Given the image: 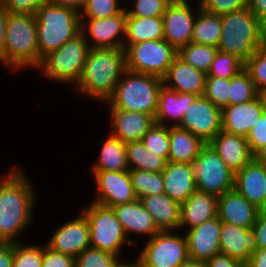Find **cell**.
Returning a JSON list of instances; mask_svg holds the SVG:
<instances>
[{
    "label": "cell",
    "mask_w": 266,
    "mask_h": 267,
    "mask_svg": "<svg viewBox=\"0 0 266 267\" xmlns=\"http://www.w3.org/2000/svg\"><path fill=\"white\" fill-rule=\"evenodd\" d=\"M8 170L0 177V242L18 243L33 223L39 195L23 167Z\"/></svg>",
    "instance_id": "cell-1"
},
{
    "label": "cell",
    "mask_w": 266,
    "mask_h": 267,
    "mask_svg": "<svg viewBox=\"0 0 266 267\" xmlns=\"http://www.w3.org/2000/svg\"><path fill=\"white\" fill-rule=\"evenodd\" d=\"M125 70L124 48H91L80 80L74 87L76 93L104 105L113 95Z\"/></svg>",
    "instance_id": "cell-2"
},
{
    "label": "cell",
    "mask_w": 266,
    "mask_h": 267,
    "mask_svg": "<svg viewBox=\"0 0 266 267\" xmlns=\"http://www.w3.org/2000/svg\"><path fill=\"white\" fill-rule=\"evenodd\" d=\"M3 66L14 74L25 69L35 70L39 66L35 14L6 11L5 42L2 52Z\"/></svg>",
    "instance_id": "cell-3"
},
{
    "label": "cell",
    "mask_w": 266,
    "mask_h": 267,
    "mask_svg": "<svg viewBox=\"0 0 266 267\" xmlns=\"http://www.w3.org/2000/svg\"><path fill=\"white\" fill-rule=\"evenodd\" d=\"M35 16L40 65L46 55L81 32V19L79 11L49 2L42 4Z\"/></svg>",
    "instance_id": "cell-4"
},
{
    "label": "cell",
    "mask_w": 266,
    "mask_h": 267,
    "mask_svg": "<svg viewBox=\"0 0 266 267\" xmlns=\"http://www.w3.org/2000/svg\"><path fill=\"white\" fill-rule=\"evenodd\" d=\"M221 30L218 51L244 63L264 44V25L248 7L221 15Z\"/></svg>",
    "instance_id": "cell-5"
},
{
    "label": "cell",
    "mask_w": 266,
    "mask_h": 267,
    "mask_svg": "<svg viewBox=\"0 0 266 267\" xmlns=\"http://www.w3.org/2000/svg\"><path fill=\"white\" fill-rule=\"evenodd\" d=\"M163 85L160 77L125 70L111 98L104 103L107 109H122L150 114L155 117L159 90Z\"/></svg>",
    "instance_id": "cell-6"
},
{
    "label": "cell",
    "mask_w": 266,
    "mask_h": 267,
    "mask_svg": "<svg viewBox=\"0 0 266 267\" xmlns=\"http://www.w3.org/2000/svg\"><path fill=\"white\" fill-rule=\"evenodd\" d=\"M90 49L89 43L80 32L59 49L46 55L33 71H39L50 82L75 87L82 75Z\"/></svg>",
    "instance_id": "cell-7"
},
{
    "label": "cell",
    "mask_w": 266,
    "mask_h": 267,
    "mask_svg": "<svg viewBox=\"0 0 266 267\" xmlns=\"http://www.w3.org/2000/svg\"><path fill=\"white\" fill-rule=\"evenodd\" d=\"M88 220L90 226V246L101 251L122 257L124 245L132 247L123 226L117 220L112 207L92 202L80 210Z\"/></svg>",
    "instance_id": "cell-8"
},
{
    "label": "cell",
    "mask_w": 266,
    "mask_h": 267,
    "mask_svg": "<svg viewBox=\"0 0 266 267\" xmlns=\"http://www.w3.org/2000/svg\"><path fill=\"white\" fill-rule=\"evenodd\" d=\"M176 231H160L140 246L136 267H179L189 258L187 238Z\"/></svg>",
    "instance_id": "cell-9"
},
{
    "label": "cell",
    "mask_w": 266,
    "mask_h": 267,
    "mask_svg": "<svg viewBox=\"0 0 266 267\" xmlns=\"http://www.w3.org/2000/svg\"><path fill=\"white\" fill-rule=\"evenodd\" d=\"M123 48L125 49L126 69L155 75L161 79L178 55V51L164 39L123 45Z\"/></svg>",
    "instance_id": "cell-10"
},
{
    "label": "cell",
    "mask_w": 266,
    "mask_h": 267,
    "mask_svg": "<svg viewBox=\"0 0 266 267\" xmlns=\"http://www.w3.org/2000/svg\"><path fill=\"white\" fill-rule=\"evenodd\" d=\"M192 166L197 190L219 197L234 189V172L209 143L200 149Z\"/></svg>",
    "instance_id": "cell-11"
},
{
    "label": "cell",
    "mask_w": 266,
    "mask_h": 267,
    "mask_svg": "<svg viewBox=\"0 0 266 267\" xmlns=\"http://www.w3.org/2000/svg\"><path fill=\"white\" fill-rule=\"evenodd\" d=\"M95 182L92 202L114 207L137 199L129 170L125 171H91Z\"/></svg>",
    "instance_id": "cell-12"
},
{
    "label": "cell",
    "mask_w": 266,
    "mask_h": 267,
    "mask_svg": "<svg viewBox=\"0 0 266 267\" xmlns=\"http://www.w3.org/2000/svg\"><path fill=\"white\" fill-rule=\"evenodd\" d=\"M127 13L125 8L106 18L81 19V33L90 48H123Z\"/></svg>",
    "instance_id": "cell-13"
},
{
    "label": "cell",
    "mask_w": 266,
    "mask_h": 267,
    "mask_svg": "<svg viewBox=\"0 0 266 267\" xmlns=\"http://www.w3.org/2000/svg\"><path fill=\"white\" fill-rule=\"evenodd\" d=\"M179 127L209 143L221 130V109L208 98L198 96L188 107Z\"/></svg>",
    "instance_id": "cell-14"
},
{
    "label": "cell",
    "mask_w": 266,
    "mask_h": 267,
    "mask_svg": "<svg viewBox=\"0 0 266 267\" xmlns=\"http://www.w3.org/2000/svg\"><path fill=\"white\" fill-rule=\"evenodd\" d=\"M191 3L192 0H186L179 4L168 5L163 14L164 40L177 51L189 44L193 36L195 18L200 5L199 2H195L196 4L193 2V5Z\"/></svg>",
    "instance_id": "cell-15"
},
{
    "label": "cell",
    "mask_w": 266,
    "mask_h": 267,
    "mask_svg": "<svg viewBox=\"0 0 266 267\" xmlns=\"http://www.w3.org/2000/svg\"><path fill=\"white\" fill-rule=\"evenodd\" d=\"M80 214V215H79ZM71 220L58 226L46 246L51 250L76 258L90 246V226L85 215L80 212Z\"/></svg>",
    "instance_id": "cell-16"
},
{
    "label": "cell",
    "mask_w": 266,
    "mask_h": 267,
    "mask_svg": "<svg viewBox=\"0 0 266 267\" xmlns=\"http://www.w3.org/2000/svg\"><path fill=\"white\" fill-rule=\"evenodd\" d=\"M112 208L116 214L117 220L123 226L129 241L133 245L138 246V241L131 238L132 234L135 237L138 236V238L146 237L148 240L160 232L152 216L145 209L139 199L126 204H120Z\"/></svg>",
    "instance_id": "cell-17"
},
{
    "label": "cell",
    "mask_w": 266,
    "mask_h": 267,
    "mask_svg": "<svg viewBox=\"0 0 266 267\" xmlns=\"http://www.w3.org/2000/svg\"><path fill=\"white\" fill-rule=\"evenodd\" d=\"M264 112L260 95L242 104L225 106L221 109L222 131L247 137Z\"/></svg>",
    "instance_id": "cell-18"
},
{
    "label": "cell",
    "mask_w": 266,
    "mask_h": 267,
    "mask_svg": "<svg viewBox=\"0 0 266 267\" xmlns=\"http://www.w3.org/2000/svg\"><path fill=\"white\" fill-rule=\"evenodd\" d=\"M221 224L220 219L216 217L199 226L185 230L189 258L207 262L214 255L221 253Z\"/></svg>",
    "instance_id": "cell-19"
},
{
    "label": "cell",
    "mask_w": 266,
    "mask_h": 267,
    "mask_svg": "<svg viewBox=\"0 0 266 267\" xmlns=\"http://www.w3.org/2000/svg\"><path fill=\"white\" fill-rule=\"evenodd\" d=\"M110 114L109 133L124 143L141 141L145 133L154 125L155 117L136 111L108 109Z\"/></svg>",
    "instance_id": "cell-20"
},
{
    "label": "cell",
    "mask_w": 266,
    "mask_h": 267,
    "mask_svg": "<svg viewBox=\"0 0 266 267\" xmlns=\"http://www.w3.org/2000/svg\"><path fill=\"white\" fill-rule=\"evenodd\" d=\"M234 189L259 210L266 205V166L255 159L234 173Z\"/></svg>",
    "instance_id": "cell-21"
},
{
    "label": "cell",
    "mask_w": 266,
    "mask_h": 267,
    "mask_svg": "<svg viewBox=\"0 0 266 267\" xmlns=\"http://www.w3.org/2000/svg\"><path fill=\"white\" fill-rule=\"evenodd\" d=\"M259 209L235 189L218 197L217 217L221 222L252 229Z\"/></svg>",
    "instance_id": "cell-22"
},
{
    "label": "cell",
    "mask_w": 266,
    "mask_h": 267,
    "mask_svg": "<svg viewBox=\"0 0 266 267\" xmlns=\"http://www.w3.org/2000/svg\"><path fill=\"white\" fill-rule=\"evenodd\" d=\"M207 74L185 63L178 56L162 78L163 85L178 93H188L203 96Z\"/></svg>",
    "instance_id": "cell-23"
},
{
    "label": "cell",
    "mask_w": 266,
    "mask_h": 267,
    "mask_svg": "<svg viewBox=\"0 0 266 267\" xmlns=\"http://www.w3.org/2000/svg\"><path fill=\"white\" fill-rule=\"evenodd\" d=\"M209 144L234 173L254 159L246 137L221 130Z\"/></svg>",
    "instance_id": "cell-24"
},
{
    "label": "cell",
    "mask_w": 266,
    "mask_h": 267,
    "mask_svg": "<svg viewBox=\"0 0 266 267\" xmlns=\"http://www.w3.org/2000/svg\"><path fill=\"white\" fill-rule=\"evenodd\" d=\"M218 197L196 190L180 209L179 231L185 232L217 217Z\"/></svg>",
    "instance_id": "cell-25"
},
{
    "label": "cell",
    "mask_w": 266,
    "mask_h": 267,
    "mask_svg": "<svg viewBox=\"0 0 266 267\" xmlns=\"http://www.w3.org/2000/svg\"><path fill=\"white\" fill-rule=\"evenodd\" d=\"M162 175L165 193L180 205L197 190L190 163L168 161Z\"/></svg>",
    "instance_id": "cell-26"
},
{
    "label": "cell",
    "mask_w": 266,
    "mask_h": 267,
    "mask_svg": "<svg viewBox=\"0 0 266 267\" xmlns=\"http://www.w3.org/2000/svg\"><path fill=\"white\" fill-rule=\"evenodd\" d=\"M221 253L246 263L256 249V237L252 229L222 222L220 230Z\"/></svg>",
    "instance_id": "cell-27"
},
{
    "label": "cell",
    "mask_w": 266,
    "mask_h": 267,
    "mask_svg": "<svg viewBox=\"0 0 266 267\" xmlns=\"http://www.w3.org/2000/svg\"><path fill=\"white\" fill-rule=\"evenodd\" d=\"M197 97L193 94L178 93L162 85L159 90L155 123L168 127L179 126L188 107Z\"/></svg>",
    "instance_id": "cell-28"
},
{
    "label": "cell",
    "mask_w": 266,
    "mask_h": 267,
    "mask_svg": "<svg viewBox=\"0 0 266 267\" xmlns=\"http://www.w3.org/2000/svg\"><path fill=\"white\" fill-rule=\"evenodd\" d=\"M160 231H178L181 205L166 193L140 199Z\"/></svg>",
    "instance_id": "cell-29"
},
{
    "label": "cell",
    "mask_w": 266,
    "mask_h": 267,
    "mask_svg": "<svg viewBox=\"0 0 266 267\" xmlns=\"http://www.w3.org/2000/svg\"><path fill=\"white\" fill-rule=\"evenodd\" d=\"M170 150L168 161L190 163L196 159L200 149L206 144L199 137L179 127H169Z\"/></svg>",
    "instance_id": "cell-30"
},
{
    "label": "cell",
    "mask_w": 266,
    "mask_h": 267,
    "mask_svg": "<svg viewBox=\"0 0 266 267\" xmlns=\"http://www.w3.org/2000/svg\"><path fill=\"white\" fill-rule=\"evenodd\" d=\"M96 161L91 171H125L129 170L126 153V143L111 135L105 136Z\"/></svg>",
    "instance_id": "cell-31"
},
{
    "label": "cell",
    "mask_w": 266,
    "mask_h": 267,
    "mask_svg": "<svg viewBox=\"0 0 266 267\" xmlns=\"http://www.w3.org/2000/svg\"><path fill=\"white\" fill-rule=\"evenodd\" d=\"M164 39L163 17L127 16L123 45Z\"/></svg>",
    "instance_id": "cell-32"
},
{
    "label": "cell",
    "mask_w": 266,
    "mask_h": 267,
    "mask_svg": "<svg viewBox=\"0 0 266 267\" xmlns=\"http://www.w3.org/2000/svg\"><path fill=\"white\" fill-rule=\"evenodd\" d=\"M126 153L129 170L162 172L168 162L164 157L148 151L142 141L126 143Z\"/></svg>",
    "instance_id": "cell-33"
},
{
    "label": "cell",
    "mask_w": 266,
    "mask_h": 267,
    "mask_svg": "<svg viewBox=\"0 0 266 267\" xmlns=\"http://www.w3.org/2000/svg\"><path fill=\"white\" fill-rule=\"evenodd\" d=\"M221 32V15L200 8L195 18L191 42L218 47Z\"/></svg>",
    "instance_id": "cell-34"
},
{
    "label": "cell",
    "mask_w": 266,
    "mask_h": 267,
    "mask_svg": "<svg viewBox=\"0 0 266 267\" xmlns=\"http://www.w3.org/2000/svg\"><path fill=\"white\" fill-rule=\"evenodd\" d=\"M218 47L190 42L178 50V57L185 63L206 74L209 72Z\"/></svg>",
    "instance_id": "cell-35"
},
{
    "label": "cell",
    "mask_w": 266,
    "mask_h": 267,
    "mask_svg": "<svg viewBox=\"0 0 266 267\" xmlns=\"http://www.w3.org/2000/svg\"><path fill=\"white\" fill-rule=\"evenodd\" d=\"M129 174L137 199L165 193L162 172L129 170Z\"/></svg>",
    "instance_id": "cell-36"
},
{
    "label": "cell",
    "mask_w": 266,
    "mask_h": 267,
    "mask_svg": "<svg viewBox=\"0 0 266 267\" xmlns=\"http://www.w3.org/2000/svg\"><path fill=\"white\" fill-rule=\"evenodd\" d=\"M124 258L89 247L75 259L76 267H122L128 261Z\"/></svg>",
    "instance_id": "cell-37"
},
{
    "label": "cell",
    "mask_w": 266,
    "mask_h": 267,
    "mask_svg": "<svg viewBox=\"0 0 266 267\" xmlns=\"http://www.w3.org/2000/svg\"><path fill=\"white\" fill-rule=\"evenodd\" d=\"M259 95L249 74L242 70L230 79L229 105L251 101Z\"/></svg>",
    "instance_id": "cell-38"
},
{
    "label": "cell",
    "mask_w": 266,
    "mask_h": 267,
    "mask_svg": "<svg viewBox=\"0 0 266 267\" xmlns=\"http://www.w3.org/2000/svg\"><path fill=\"white\" fill-rule=\"evenodd\" d=\"M244 70V62L235 55L218 51L207 76L231 79Z\"/></svg>",
    "instance_id": "cell-39"
},
{
    "label": "cell",
    "mask_w": 266,
    "mask_h": 267,
    "mask_svg": "<svg viewBox=\"0 0 266 267\" xmlns=\"http://www.w3.org/2000/svg\"><path fill=\"white\" fill-rule=\"evenodd\" d=\"M43 244L28 243L23 240L13 243L12 267H42Z\"/></svg>",
    "instance_id": "cell-40"
},
{
    "label": "cell",
    "mask_w": 266,
    "mask_h": 267,
    "mask_svg": "<svg viewBox=\"0 0 266 267\" xmlns=\"http://www.w3.org/2000/svg\"><path fill=\"white\" fill-rule=\"evenodd\" d=\"M141 141L148 151L164 157L168 161V154L170 150L168 126L154 123V125L142 137Z\"/></svg>",
    "instance_id": "cell-41"
},
{
    "label": "cell",
    "mask_w": 266,
    "mask_h": 267,
    "mask_svg": "<svg viewBox=\"0 0 266 267\" xmlns=\"http://www.w3.org/2000/svg\"><path fill=\"white\" fill-rule=\"evenodd\" d=\"M258 93L266 91V44L257 49L244 63Z\"/></svg>",
    "instance_id": "cell-42"
},
{
    "label": "cell",
    "mask_w": 266,
    "mask_h": 267,
    "mask_svg": "<svg viewBox=\"0 0 266 267\" xmlns=\"http://www.w3.org/2000/svg\"><path fill=\"white\" fill-rule=\"evenodd\" d=\"M120 0H85L80 19L106 18L119 14L125 6Z\"/></svg>",
    "instance_id": "cell-43"
},
{
    "label": "cell",
    "mask_w": 266,
    "mask_h": 267,
    "mask_svg": "<svg viewBox=\"0 0 266 267\" xmlns=\"http://www.w3.org/2000/svg\"><path fill=\"white\" fill-rule=\"evenodd\" d=\"M230 79L206 76L204 96L222 109L229 105Z\"/></svg>",
    "instance_id": "cell-44"
},
{
    "label": "cell",
    "mask_w": 266,
    "mask_h": 267,
    "mask_svg": "<svg viewBox=\"0 0 266 267\" xmlns=\"http://www.w3.org/2000/svg\"><path fill=\"white\" fill-rule=\"evenodd\" d=\"M128 3L127 7L124 5L127 16L134 17H163L168 6L163 0H130Z\"/></svg>",
    "instance_id": "cell-45"
},
{
    "label": "cell",
    "mask_w": 266,
    "mask_h": 267,
    "mask_svg": "<svg viewBox=\"0 0 266 267\" xmlns=\"http://www.w3.org/2000/svg\"><path fill=\"white\" fill-rule=\"evenodd\" d=\"M200 8L212 14L223 15L249 7L250 0H195Z\"/></svg>",
    "instance_id": "cell-46"
},
{
    "label": "cell",
    "mask_w": 266,
    "mask_h": 267,
    "mask_svg": "<svg viewBox=\"0 0 266 267\" xmlns=\"http://www.w3.org/2000/svg\"><path fill=\"white\" fill-rule=\"evenodd\" d=\"M3 8L10 13L35 14L48 0H0Z\"/></svg>",
    "instance_id": "cell-47"
},
{
    "label": "cell",
    "mask_w": 266,
    "mask_h": 267,
    "mask_svg": "<svg viewBox=\"0 0 266 267\" xmlns=\"http://www.w3.org/2000/svg\"><path fill=\"white\" fill-rule=\"evenodd\" d=\"M42 267H76V259L72 256L53 251L44 244Z\"/></svg>",
    "instance_id": "cell-48"
},
{
    "label": "cell",
    "mask_w": 266,
    "mask_h": 267,
    "mask_svg": "<svg viewBox=\"0 0 266 267\" xmlns=\"http://www.w3.org/2000/svg\"><path fill=\"white\" fill-rule=\"evenodd\" d=\"M246 139L253 154L266 145V112L258 119Z\"/></svg>",
    "instance_id": "cell-49"
},
{
    "label": "cell",
    "mask_w": 266,
    "mask_h": 267,
    "mask_svg": "<svg viewBox=\"0 0 266 267\" xmlns=\"http://www.w3.org/2000/svg\"><path fill=\"white\" fill-rule=\"evenodd\" d=\"M256 237V249H266V211L260 210L252 226Z\"/></svg>",
    "instance_id": "cell-50"
},
{
    "label": "cell",
    "mask_w": 266,
    "mask_h": 267,
    "mask_svg": "<svg viewBox=\"0 0 266 267\" xmlns=\"http://www.w3.org/2000/svg\"><path fill=\"white\" fill-rule=\"evenodd\" d=\"M207 267H244L245 264L238 259L228 255L219 253L210 258L207 262Z\"/></svg>",
    "instance_id": "cell-51"
},
{
    "label": "cell",
    "mask_w": 266,
    "mask_h": 267,
    "mask_svg": "<svg viewBox=\"0 0 266 267\" xmlns=\"http://www.w3.org/2000/svg\"><path fill=\"white\" fill-rule=\"evenodd\" d=\"M13 243L0 242V267H12Z\"/></svg>",
    "instance_id": "cell-52"
},
{
    "label": "cell",
    "mask_w": 266,
    "mask_h": 267,
    "mask_svg": "<svg viewBox=\"0 0 266 267\" xmlns=\"http://www.w3.org/2000/svg\"><path fill=\"white\" fill-rule=\"evenodd\" d=\"M248 8L263 25L266 24V0H250Z\"/></svg>",
    "instance_id": "cell-53"
},
{
    "label": "cell",
    "mask_w": 266,
    "mask_h": 267,
    "mask_svg": "<svg viewBox=\"0 0 266 267\" xmlns=\"http://www.w3.org/2000/svg\"><path fill=\"white\" fill-rule=\"evenodd\" d=\"M245 267H266V249H255Z\"/></svg>",
    "instance_id": "cell-54"
},
{
    "label": "cell",
    "mask_w": 266,
    "mask_h": 267,
    "mask_svg": "<svg viewBox=\"0 0 266 267\" xmlns=\"http://www.w3.org/2000/svg\"><path fill=\"white\" fill-rule=\"evenodd\" d=\"M6 31V10L3 8L0 2V64L2 65V52L5 42Z\"/></svg>",
    "instance_id": "cell-55"
},
{
    "label": "cell",
    "mask_w": 266,
    "mask_h": 267,
    "mask_svg": "<svg viewBox=\"0 0 266 267\" xmlns=\"http://www.w3.org/2000/svg\"><path fill=\"white\" fill-rule=\"evenodd\" d=\"M48 2L59 6L70 7L80 12L83 9L85 0H48Z\"/></svg>",
    "instance_id": "cell-56"
},
{
    "label": "cell",
    "mask_w": 266,
    "mask_h": 267,
    "mask_svg": "<svg viewBox=\"0 0 266 267\" xmlns=\"http://www.w3.org/2000/svg\"><path fill=\"white\" fill-rule=\"evenodd\" d=\"M179 267H207V264L204 261L188 258Z\"/></svg>",
    "instance_id": "cell-57"
},
{
    "label": "cell",
    "mask_w": 266,
    "mask_h": 267,
    "mask_svg": "<svg viewBox=\"0 0 266 267\" xmlns=\"http://www.w3.org/2000/svg\"><path fill=\"white\" fill-rule=\"evenodd\" d=\"M254 159L266 166V145H264L262 148H260L255 154Z\"/></svg>",
    "instance_id": "cell-58"
},
{
    "label": "cell",
    "mask_w": 266,
    "mask_h": 267,
    "mask_svg": "<svg viewBox=\"0 0 266 267\" xmlns=\"http://www.w3.org/2000/svg\"><path fill=\"white\" fill-rule=\"evenodd\" d=\"M163 1L166 2L168 5H174V4L182 3L186 0H163Z\"/></svg>",
    "instance_id": "cell-59"
},
{
    "label": "cell",
    "mask_w": 266,
    "mask_h": 267,
    "mask_svg": "<svg viewBox=\"0 0 266 267\" xmlns=\"http://www.w3.org/2000/svg\"><path fill=\"white\" fill-rule=\"evenodd\" d=\"M259 95H260V97H261L262 100H263L264 108H265V112H266V91L261 92Z\"/></svg>",
    "instance_id": "cell-60"
},
{
    "label": "cell",
    "mask_w": 266,
    "mask_h": 267,
    "mask_svg": "<svg viewBox=\"0 0 266 267\" xmlns=\"http://www.w3.org/2000/svg\"><path fill=\"white\" fill-rule=\"evenodd\" d=\"M122 267H136L134 261L131 260L126 262Z\"/></svg>",
    "instance_id": "cell-61"
},
{
    "label": "cell",
    "mask_w": 266,
    "mask_h": 267,
    "mask_svg": "<svg viewBox=\"0 0 266 267\" xmlns=\"http://www.w3.org/2000/svg\"><path fill=\"white\" fill-rule=\"evenodd\" d=\"M264 43L266 44V24L264 25Z\"/></svg>",
    "instance_id": "cell-62"
},
{
    "label": "cell",
    "mask_w": 266,
    "mask_h": 267,
    "mask_svg": "<svg viewBox=\"0 0 266 267\" xmlns=\"http://www.w3.org/2000/svg\"><path fill=\"white\" fill-rule=\"evenodd\" d=\"M122 3L124 2V0H120ZM125 1H127V3L125 2V4L127 5L128 4V2L130 1V0H125Z\"/></svg>",
    "instance_id": "cell-63"
}]
</instances>
